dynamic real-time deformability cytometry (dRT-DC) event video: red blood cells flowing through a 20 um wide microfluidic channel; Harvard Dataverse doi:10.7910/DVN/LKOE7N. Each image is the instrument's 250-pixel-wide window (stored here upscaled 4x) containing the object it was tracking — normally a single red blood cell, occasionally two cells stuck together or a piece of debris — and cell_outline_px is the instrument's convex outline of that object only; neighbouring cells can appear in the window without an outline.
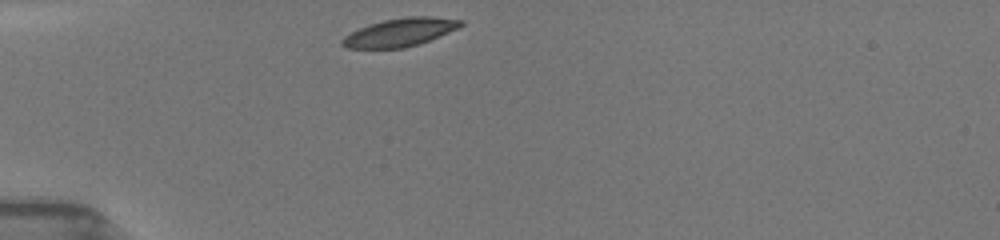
{"species": "common noctule bat (a hibernating species)", "species_latin": "Nyctalus noctula", "temperature_condition": "room temperature", "stored_images_in_passage": 30, "camera_frame_rate_fps": 3000, "um_per_image_px": 0.085, "animal": {"sex": "female", "body_mass_g": 19.5, "forearm_length_mm": 54.1}, "frame": {"image": 1, "passage_image": 1, "time_ms": 0.0, "image_size_px": [1000, 240], "cell_outline_px": [[464, 24], [448, 32], [428, 40], [404, 48], [348, 48], [340, 44], [340, 40], [344, 36], [360, 28], [384, 20], [408, 16], [432, 16], [464, 20]], "centroid_in_image_um": [33.99, 2.74], "position_along_channel_um": 51.0, "area_um2": 19.13}}
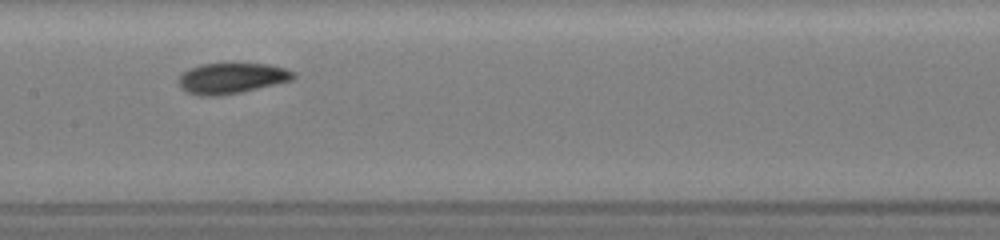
{"frame": {"image": 2, "passage_image": 11, "time_ms": 4.0, "image_size_px": [1000, 240], "cell_outline_px": [[296, 76], [292, 80], [240, 92], [220, 96], [200, 96], [188, 92], [180, 88], [176, 80], [188, 68], [200, 64], [268, 64], [284, 68], [296, 72]], "centroid_in_image_um": [19.65, 6.65], "position_along_channel_um": 187.7, "area_um2": 20.52}}
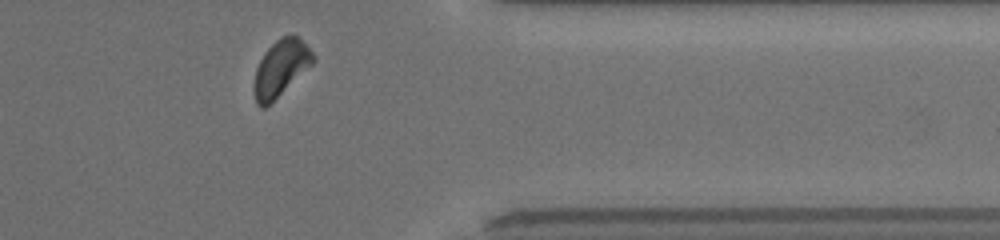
{"frame": {"image": 3, "passage_image": 26, "time_ms": 9.333, "image_size_px": [1000, 240], "cell_outline_px": [[316, 60], [312, 64], [264, 108], [260, 108], [256, 104], [252, 88], [252, 84], [256, 68], [264, 52], [280, 36], [292, 32], [308, 44], [316, 56]], "centroid_in_image_um": [23.86, 5.73], "position_along_channel_um": 387.5, "area_um2": 19.59}, "authors_computed_cell_mechanics": {"area_um2": 20.1722, "velocity_mm_per_s": 3.9348, "shape_relaxation_time_tau1_ms": 1.8558, "shape_relaxation_time_tau2_ms": 2.7541, "deformation_change_tau1": 0.1195, "deformation_change_tau2": 0.0743}}